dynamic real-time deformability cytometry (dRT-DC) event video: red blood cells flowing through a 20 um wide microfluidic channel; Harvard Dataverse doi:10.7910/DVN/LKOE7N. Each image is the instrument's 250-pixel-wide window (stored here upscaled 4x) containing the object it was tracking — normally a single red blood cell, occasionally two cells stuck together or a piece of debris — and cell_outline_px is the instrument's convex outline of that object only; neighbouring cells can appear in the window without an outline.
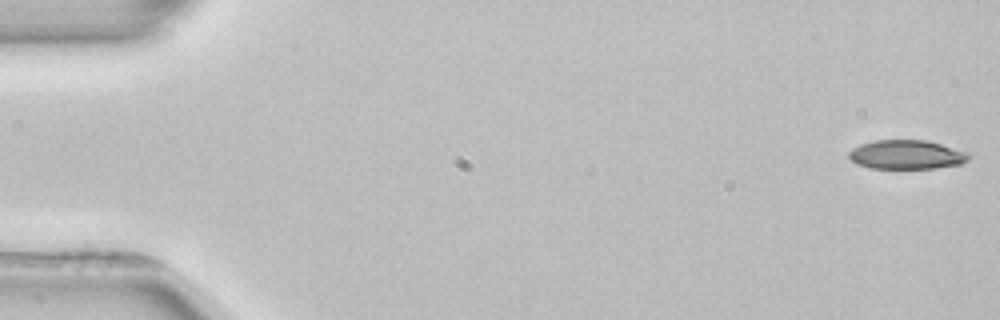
{"species": "common noctule bat (a hibernating species)", "species_latin": "Nyctalus noctula", "temperature_condition": "room temperature", "stored_images_in_passage": 5, "camera_frame_rate_fps": 3000, "um_per_image_px": 0.085, "animal": {"sex": "female", "body_mass_g": 22.7, "forearm_length_mm": 54.2}, "frame": {"image": 1, "passage_image": 1, "time_ms": 0.0, "image_size_px": [1000, 320], "cell_outline_px": [[972, 156], [968, 160], [960, 164], [936, 168], [868, 168], [856, 164], [848, 156], [848, 152], [852, 148], [860, 144], [876, 140], [928, 140], [968, 152]], "centroid_in_image_um": [77.06, 13.14], "position_along_channel_um": 7.9, "area_um2": 20.46}}
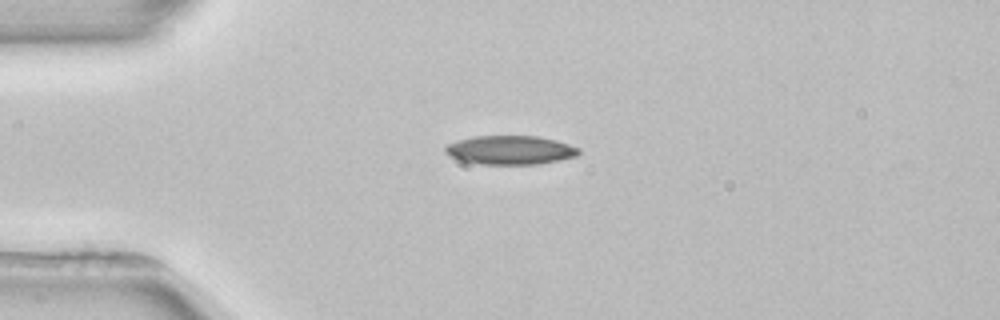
{"frame": {"image": 2, "passage_image": 4, "time_ms": 4.0, "image_size_px": [1000, 320], "cell_outline_px": [[580, 152], [576, 156], [560, 160], [540, 164], [484, 164], [460, 160], [448, 156], [444, 152], [444, 148], [448, 144], [456, 140], [472, 136], [540, 136], [556, 140], [580, 148]], "centroid_in_image_um": [43.36, 12.75], "position_along_channel_um": 41.6, "area_um2": 22.6}}